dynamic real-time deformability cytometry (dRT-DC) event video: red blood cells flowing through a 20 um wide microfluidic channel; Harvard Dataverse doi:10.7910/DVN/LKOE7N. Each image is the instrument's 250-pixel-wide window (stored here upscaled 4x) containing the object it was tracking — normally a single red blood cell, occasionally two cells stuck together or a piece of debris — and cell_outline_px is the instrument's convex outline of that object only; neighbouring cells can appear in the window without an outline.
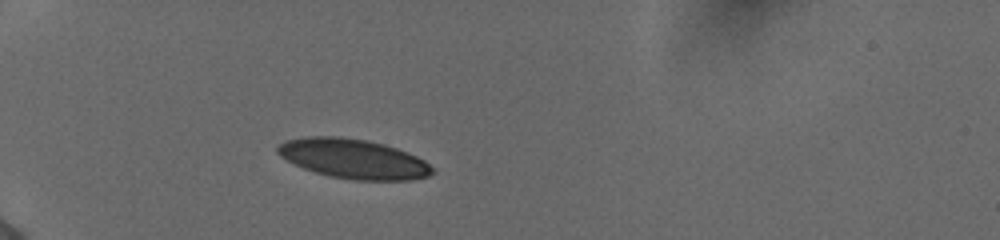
{"species": "human", "species_latin": "Homo sapiens", "temperature_condition": "cold", "stored_images_in_passage": 38, "camera_frame_rate_fps": 3000, "um_per_image_px": 0.085, "donor": {"sex": "female"}, "frame": {"image": 1, "passage_image": 1, "time_ms": 0.0, "image_size_px": [1000, 240], "cell_outline_px": [[436, 172], [428, 176], [412, 180], [352, 180], [328, 176], [304, 168], [280, 156], [276, 152], [276, 148], [284, 140], [304, 136], [340, 136], [368, 140], [384, 144], [408, 152], [424, 160]], "centroid_in_image_um": [30.03, 13.49], "position_along_channel_um": 55.0, "area_um2": 35.84}}
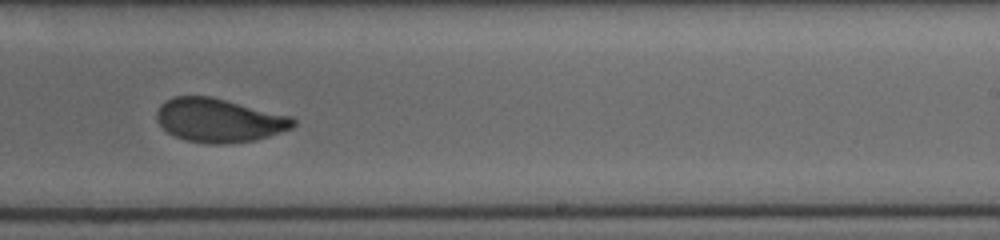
{"frame": {"image": 2, "passage_image": 20, "time_ms": 6.333, "image_size_px": [1000, 240], "cell_outline_px": [[296, 124], [292, 128], [268, 136], [252, 140], [224, 144], [208, 144], [184, 140], [168, 132], [156, 120], [156, 112], [160, 104], [176, 96], [212, 96], [292, 116], [296, 120]], "centroid_in_image_um": [18.62, 10.22], "position_along_channel_um": 270.4, "area_um2": 34.8}}
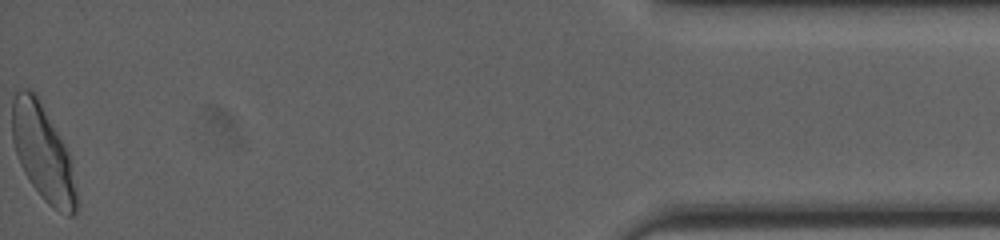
{"frame": {"image": 3, "passage_image": 38, "time_ms": 12.333, "image_size_px": [1000, 240], "cell_outline_px": [[80, 204], [76, 212], [72, 216], [68, 216], [52, 208], [40, 196], [28, 180], [20, 164], [12, 140], [12, 88], [32, 88], [36, 92], [60, 136], [68, 152]], "centroid_in_image_um": [3.63, 12.96], "position_along_channel_um": 431.6, "area_um2": 36.65}, "authors_computed_cell_mechanics": {"area_um2": 35.1713, "velocity_mm_per_s": 3.8605, "shape_relaxation_time_tau1_ms": 6.0815, "shape_relaxation_time_tau2_ms": 1.0022, "deformation_change_tau1": 0.1778, "deformation_change_tau2": 0.0647}}